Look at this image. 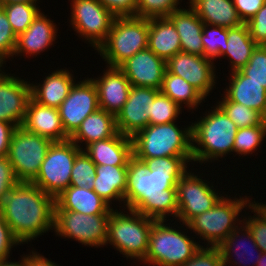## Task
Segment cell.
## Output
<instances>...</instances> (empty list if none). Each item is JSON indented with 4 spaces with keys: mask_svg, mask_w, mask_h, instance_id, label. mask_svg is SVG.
<instances>
[{
    "mask_svg": "<svg viewBox=\"0 0 266 266\" xmlns=\"http://www.w3.org/2000/svg\"><path fill=\"white\" fill-rule=\"evenodd\" d=\"M191 161L193 157L168 156L142 161L132 155L127 166L125 207L156 221H166L170 215L176 219V186Z\"/></svg>",
    "mask_w": 266,
    "mask_h": 266,
    "instance_id": "cell-1",
    "label": "cell"
},
{
    "mask_svg": "<svg viewBox=\"0 0 266 266\" xmlns=\"http://www.w3.org/2000/svg\"><path fill=\"white\" fill-rule=\"evenodd\" d=\"M0 211L23 244L54 229L55 198L29 182H19L4 197Z\"/></svg>",
    "mask_w": 266,
    "mask_h": 266,
    "instance_id": "cell-2",
    "label": "cell"
},
{
    "mask_svg": "<svg viewBox=\"0 0 266 266\" xmlns=\"http://www.w3.org/2000/svg\"><path fill=\"white\" fill-rule=\"evenodd\" d=\"M210 111L191 124L193 161L202 164L231 154L238 131L235 123L217 104Z\"/></svg>",
    "mask_w": 266,
    "mask_h": 266,
    "instance_id": "cell-3",
    "label": "cell"
},
{
    "mask_svg": "<svg viewBox=\"0 0 266 266\" xmlns=\"http://www.w3.org/2000/svg\"><path fill=\"white\" fill-rule=\"evenodd\" d=\"M133 155L140 159L193 157L192 126L180 129L175 122L149 124L132 138Z\"/></svg>",
    "mask_w": 266,
    "mask_h": 266,
    "instance_id": "cell-4",
    "label": "cell"
},
{
    "mask_svg": "<svg viewBox=\"0 0 266 266\" xmlns=\"http://www.w3.org/2000/svg\"><path fill=\"white\" fill-rule=\"evenodd\" d=\"M149 19L116 17L106 41L97 49L105 63L119 67L128 58L148 47Z\"/></svg>",
    "mask_w": 266,
    "mask_h": 266,
    "instance_id": "cell-5",
    "label": "cell"
},
{
    "mask_svg": "<svg viewBox=\"0 0 266 266\" xmlns=\"http://www.w3.org/2000/svg\"><path fill=\"white\" fill-rule=\"evenodd\" d=\"M112 210L108 221L107 244L113 245L124 257L142 261L148 251L149 233L156 221L137 211ZM130 214V215H129Z\"/></svg>",
    "mask_w": 266,
    "mask_h": 266,
    "instance_id": "cell-6",
    "label": "cell"
},
{
    "mask_svg": "<svg viewBox=\"0 0 266 266\" xmlns=\"http://www.w3.org/2000/svg\"><path fill=\"white\" fill-rule=\"evenodd\" d=\"M167 221H155L149 233L148 251L141 261L153 266H182L201 248L186 232L170 227ZM165 223V224H164Z\"/></svg>",
    "mask_w": 266,
    "mask_h": 266,
    "instance_id": "cell-7",
    "label": "cell"
},
{
    "mask_svg": "<svg viewBox=\"0 0 266 266\" xmlns=\"http://www.w3.org/2000/svg\"><path fill=\"white\" fill-rule=\"evenodd\" d=\"M222 197L211 209L193 217L187 224V229L193 230L199 238L207 241L208 247L219 246L237 227L240 212L249 206L252 201L248 197ZM237 221V222H236ZM237 223V224H236Z\"/></svg>",
    "mask_w": 266,
    "mask_h": 266,
    "instance_id": "cell-8",
    "label": "cell"
},
{
    "mask_svg": "<svg viewBox=\"0 0 266 266\" xmlns=\"http://www.w3.org/2000/svg\"><path fill=\"white\" fill-rule=\"evenodd\" d=\"M82 151L70 139L53 142L41 164L36 178L31 182L46 194L56 198L70 186L71 170L76 156Z\"/></svg>",
    "mask_w": 266,
    "mask_h": 266,
    "instance_id": "cell-9",
    "label": "cell"
},
{
    "mask_svg": "<svg viewBox=\"0 0 266 266\" xmlns=\"http://www.w3.org/2000/svg\"><path fill=\"white\" fill-rule=\"evenodd\" d=\"M52 143L49 138L30 133L22 126L15 129L7 156L19 182L31 183L36 178Z\"/></svg>",
    "mask_w": 266,
    "mask_h": 266,
    "instance_id": "cell-10",
    "label": "cell"
},
{
    "mask_svg": "<svg viewBox=\"0 0 266 266\" xmlns=\"http://www.w3.org/2000/svg\"><path fill=\"white\" fill-rule=\"evenodd\" d=\"M110 215H89L69 210H55V234L72 238L84 246L103 247L107 242Z\"/></svg>",
    "mask_w": 266,
    "mask_h": 266,
    "instance_id": "cell-11",
    "label": "cell"
},
{
    "mask_svg": "<svg viewBox=\"0 0 266 266\" xmlns=\"http://www.w3.org/2000/svg\"><path fill=\"white\" fill-rule=\"evenodd\" d=\"M70 24L97 50L107 39L116 16L98 0H71Z\"/></svg>",
    "mask_w": 266,
    "mask_h": 266,
    "instance_id": "cell-12",
    "label": "cell"
},
{
    "mask_svg": "<svg viewBox=\"0 0 266 266\" xmlns=\"http://www.w3.org/2000/svg\"><path fill=\"white\" fill-rule=\"evenodd\" d=\"M187 171L176 186L178 214L182 224H187L193 217L211 209L223 197L216 193L214 186L201 179L194 172ZM210 185V186H209Z\"/></svg>",
    "mask_w": 266,
    "mask_h": 266,
    "instance_id": "cell-13",
    "label": "cell"
},
{
    "mask_svg": "<svg viewBox=\"0 0 266 266\" xmlns=\"http://www.w3.org/2000/svg\"><path fill=\"white\" fill-rule=\"evenodd\" d=\"M98 109V92L92 78L75 82L58 108L65 133L71 137L82 121Z\"/></svg>",
    "mask_w": 266,
    "mask_h": 266,
    "instance_id": "cell-14",
    "label": "cell"
},
{
    "mask_svg": "<svg viewBox=\"0 0 266 266\" xmlns=\"http://www.w3.org/2000/svg\"><path fill=\"white\" fill-rule=\"evenodd\" d=\"M166 69L182 77L205 98L210 95V91L216 84L214 61L204 56L176 53L166 62Z\"/></svg>",
    "mask_w": 266,
    "mask_h": 266,
    "instance_id": "cell-15",
    "label": "cell"
},
{
    "mask_svg": "<svg viewBox=\"0 0 266 266\" xmlns=\"http://www.w3.org/2000/svg\"><path fill=\"white\" fill-rule=\"evenodd\" d=\"M158 89L131 86L128 99L116 116V126L122 135L133 137L150 124V108Z\"/></svg>",
    "mask_w": 266,
    "mask_h": 266,
    "instance_id": "cell-16",
    "label": "cell"
},
{
    "mask_svg": "<svg viewBox=\"0 0 266 266\" xmlns=\"http://www.w3.org/2000/svg\"><path fill=\"white\" fill-rule=\"evenodd\" d=\"M30 99V82L0 69V120L21 127Z\"/></svg>",
    "mask_w": 266,
    "mask_h": 266,
    "instance_id": "cell-17",
    "label": "cell"
},
{
    "mask_svg": "<svg viewBox=\"0 0 266 266\" xmlns=\"http://www.w3.org/2000/svg\"><path fill=\"white\" fill-rule=\"evenodd\" d=\"M119 68L132 86L160 90L166 71V61L147 48L128 58Z\"/></svg>",
    "mask_w": 266,
    "mask_h": 266,
    "instance_id": "cell-18",
    "label": "cell"
},
{
    "mask_svg": "<svg viewBox=\"0 0 266 266\" xmlns=\"http://www.w3.org/2000/svg\"><path fill=\"white\" fill-rule=\"evenodd\" d=\"M106 68L103 76L92 80L97 88L99 108L117 116L128 99L132 85L119 67Z\"/></svg>",
    "mask_w": 266,
    "mask_h": 266,
    "instance_id": "cell-19",
    "label": "cell"
},
{
    "mask_svg": "<svg viewBox=\"0 0 266 266\" xmlns=\"http://www.w3.org/2000/svg\"><path fill=\"white\" fill-rule=\"evenodd\" d=\"M22 127L30 133L47 137L53 142H63L70 139L65 133L59 110L43 106L32 98L28 103Z\"/></svg>",
    "mask_w": 266,
    "mask_h": 266,
    "instance_id": "cell-20",
    "label": "cell"
},
{
    "mask_svg": "<svg viewBox=\"0 0 266 266\" xmlns=\"http://www.w3.org/2000/svg\"><path fill=\"white\" fill-rule=\"evenodd\" d=\"M53 22L40 11L26 31L17 37L13 56L16 57L19 54V56H22L26 53L27 57L28 55L35 57L53 45L58 30L57 25Z\"/></svg>",
    "mask_w": 266,
    "mask_h": 266,
    "instance_id": "cell-21",
    "label": "cell"
},
{
    "mask_svg": "<svg viewBox=\"0 0 266 266\" xmlns=\"http://www.w3.org/2000/svg\"><path fill=\"white\" fill-rule=\"evenodd\" d=\"M55 210L89 215H110L113 208L92 189L68 186L55 198Z\"/></svg>",
    "mask_w": 266,
    "mask_h": 266,
    "instance_id": "cell-22",
    "label": "cell"
},
{
    "mask_svg": "<svg viewBox=\"0 0 266 266\" xmlns=\"http://www.w3.org/2000/svg\"><path fill=\"white\" fill-rule=\"evenodd\" d=\"M84 151L95 165L128 166L133 155L132 139L118 132L113 137L89 144Z\"/></svg>",
    "mask_w": 266,
    "mask_h": 266,
    "instance_id": "cell-23",
    "label": "cell"
},
{
    "mask_svg": "<svg viewBox=\"0 0 266 266\" xmlns=\"http://www.w3.org/2000/svg\"><path fill=\"white\" fill-rule=\"evenodd\" d=\"M228 88L224 92L227 101L240 103L257 110L266 118V89L260 84L249 80L240 70L230 73Z\"/></svg>",
    "mask_w": 266,
    "mask_h": 266,
    "instance_id": "cell-24",
    "label": "cell"
},
{
    "mask_svg": "<svg viewBox=\"0 0 266 266\" xmlns=\"http://www.w3.org/2000/svg\"><path fill=\"white\" fill-rule=\"evenodd\" d=\"M73 78V74L67 69L49 73L42 84H30L31 98L43 106L58 109L76 82Z\"/></svg>",
    "mask_w": 266,
    "mask_h": 266,
    "instance_id": "cell-25",
    "label": "cell"
},
{
    "mask_svg": "<svg viewBox=\"0 0 266 266\" xmlns=\"http://www.w3.org/2000/svg\"><path fill=\"white\" fill-rule=\"evenodd\" d=\"M168 18L173 22L180 37L181 52L204 56L201 39L203 21L189 7L173 11Z\"/></svg>",
    "mask_w": 266,
    "mask_h": 266,
    "instance_id": "cell-26",
    "label": "cell"
},
{
    "mask_svg": "<svg viewBox=\"0 0 266 266\" xmlns=\"http://www.w3.org/2000/svg\"><path fill=\"white\" fill-rule=\"evenodd\" d=\"M147 48L166 62L181 52L179 34L168 17L149 19Z\"/></svg>",
    "mask_w": 266,
    "mask_h": 266,
    "instance_id": "cell-27",
    "label": "cell"
},
{
    "mask_svg": "<svg viewBox=\"0 0 266 266\" xmlns=\"http://www.w3.org/2000/svg\"><path fill=\"white\" fill-rule=\"evenodd\" d=\"M117 133L116 116L99 108L82 121L70 140L83 150L78 143L85 142L87 147L93 142L108 139Z\"/></svg>",
    "mask_w": 266,
    "mask_h": 266,
    "instance_id": "cell-28",
    "label": "cell"
},
{
    "mask_svg": "<svg viewBox=\"0 0 266 266\" xmlns=\"http://www.w3.org/2000/svg\"><path fill=\"white\" fill-rule=\"evenodd\" d=\"M189 4L204 24L225 28L238 27L243 24L233 0H189Z\"/></svg>",
    "mask_w": 266,
    "mask_h": 266,
    "instance_id": "cell-29",
    "label": "cell"
},
{
    "mask_svg": "<svg viewBox=\"0 0 266 266\" xmlns=\"http://www.w3.org/2000/svg\"><path fill=\"white\" fill-rule=\"evenodd\" d=\"M127 185V166L96 165L93 191L109 205L112 200L124 203Z\"/></svg>",
    "mask_w": 266,
    "mask_h": 266,
    "instance_id": "cell-30",
    "label": "cell"
},
{
    "mask_svg": "<svg viewBox=\"0 0 266 266\" xmlns=\"http://www.w3.org/2000/svg\"><path fill=\"white\" fill-rule=\"evenodd\" d=\"M242 225V226H241ZM243 231V232H242ZM241 234V235H240ZM245 238H243V237ZM247 237V238H246ZM241 238V239H238ZM238 239V240H237ZM241 240V241H240ZM245 240V241H244ZM246 240H248L250 242L247 243ZM240 241V242H238ZM244 241V242H243ZM238 242V243H237ZM247 243V244H246ZM248 244L250 245V247H248ZM235 246V247H234ZM218 249L220 250L221 256L223 258V263L225 266H227L228 264L230 265L231 263L234 265H239L241 266L242 262H252L254 263V265L256 266V264L258 263L262 252L260 251V249L258 248L257 244L255 243L252 234L249 230V228L243 223H240V227L236 228L219 246H217ZM247 247V248H246ZM248 248H250L249 251ZM239 249V250H238ZM233 250V251H232ZM238 250V251H236ZM253 250H257V255H255V253L253 252ZM242 251V252H240ZM232 252V253H231ZM259 252V253H258ZM233 253H235L236 257L235 260H239L234 261V259H232ZM254 253V254H253ZM255 255V259L256 260L254 262V260L252 261V258H254ZM247 256H250V258H248ZM241 257V259H240ZM245 257V258H244ZM247 257V258H246ZM233 260V261H232ZM243 260V261H242ZM245 262L243 264H245ZM243 266H247V265H243Z\"/></svg>",
    "mask_w": 266,
    "mask_h": 266,
    "instance_id": "cell-31",
    "label": "cell"
},
{
    "mask_svg": "<svg viewBox=\"0 0 266 266\" xmlns=\"http://www.w3.org/2000/svg\"><path fill=\"white\" fill-rule=\"evenodd\" d=\"M258 45L252 40L246 23L228 28L227 49L221 56L229 58L231 72L241 70Z\"/></svg>",
    "mask_w": 266,
    "mask_h": 266,
    "instance_id": "cell-32",
    "label": "cell"
},
{
    "mask_svg": "<svg viewBox=\"0 0 266 266\" xmlns=\"http://www.w3.org/2000/svg\"><path fill=\"white\" fill-rule=\"evenodd\" d=\"M160 92L176 102L180 107L182 104L189 109H196L205 97L182 77L165 71Z\"/></svg>",
    "mask_w": 266,
    "mask_h": 266,
    "instance_id": "cell-33",
    "label": "cell"
},
{
    "mask_svg": "<svg viewBox=\"0 0 266 266\" xmlns=\"http://www.w3.org/2000/svg\"><path fill=\"white\" fill-rule=\"evenodd\" d=\"M11 27L18 37L32 24L33 19L40 13L37 3L17 2L1 5Z\"/></svg>",
    "mask_w": 266,
    "mask_h": 266,
    "instance_id": "cell-34",
    "label": "cell"
},
{
    "mask_svg": "<svg viewBox=\"0 0 266 266\" xmlns=\"http://www.w3.org/2000/svg\"><path fill=\"white\" fill-rule=\"evenodd\" d=\"M217 103L238 128L261 125L266 120L257 110L248 108L240 103L227 101L224 97L222 101Z\"/></svg>",
    "mask_w": 266,
    "mask_h": 266,
    "instance_id": "cell-35",
    "label": "cell"
},
{
    "mask_svg": "<svg viewBox=\"0 0 266 266\" xmlns=\"http://www.w3.org/2000/svg\"><path fill=\"white\" fill-rule=\"evenodd\" d=\"M266 136V120L261 125L238 128L234 139L233 152L246 156L257 151Z\"/></svg>",
    "mask_w": 266,
    "mask_h": 266,
    "instance_id": "cell-36",
    "label": "cell"
},
{
    "mask_svg": "<svg viewBox=\"0 0 266 266\" xmlns=\"http://www.w3.org/2000/svg\"><path fill=\"white\" fill-rule=\"evenodd\" d=\"M227 36L228 28L204 24L201 36L204 47V57L213 61L221 57L227 49Z\"/></svg>",
    "mask_w": 266,
    "mask_h": 266,
    "instance_id": "cell-37",
    "label": "cell"
},
{
    "mask_svg": "<svg viewBox=\"0 0 266 266\" xmlns=\"http://www.w3.org/2000/svg\"><path fill=\"white\" fill-rule=\"evenodd\" d=\"M96 175V165L82 150L75 158L71 170L70 185L93 189Z\"/></svg>",
    "mask_w": 266,
    "mask_h": 266,
    "instance_id": "cell-38",
    "label": "cell"
},
{
    "mask_svg": "<svg viewBox=\"0 0 266 266\" xmlns=\"http://www.w3.org/2000/svg\"><path fill=\"white\" fill-rule=\"evenodd\" d=\"M181 108L176 102L172 101L168 96L159 92L150 108V124H166L176 122Z\"/></svg>",
    "mask_w": 266,
    "mask_h": 266,
    "instance_id": "cell-39",
    "label": "cell"
},
{
    "mask_svg": "<svg viewBox=\"0 0 266 266\" xmlns=\"http://www.w3.org/2000/svg\"><path fill=\"white\" fill-rule=\"evenodd\" d=\"M180 0H137L136 16L147 19L168 17L178 8Z\"/></svg>",
    "mask_w": 266,
    "mask_h": 266,
    "instance_id": "cell-40",
    "label": "cell"
},
{
    "mask_svg": "<svg viewBox=\"0 0 266 266\" xmlns=\"http://www.w3.org/2000/svg\"><path fill=\"white\" fill-rule=\"evenodd\" d=\"M247 208L254 212L255 216H244V223L250 230L252 237L261 252L266 253V213L256 204L252 202Z\"/></svg>",
    "mask_w": 266,
    "mask_h": 266,
    "instance_id": "cell-41",
    "label": "cell"
},
{
    "mask_svg": "<svg viewBox=\"0 0 266 266\" xmlns=\"http://www.w3.org/2000/svg\"><path fill=\"white\" fill-rule=\"evenodd\" d=\"M240 71L266 89V45H258Z\"/></svg>",
    "mask_w": 266,
    "mask_h": 266,
    "instance_id": "cell-42",
    "label": "cell"
},
{
    "mask_svg": "<svg viewBox=\"0 0 266 266\" xmlns=\"http://www.w3.org/2000/svg\"><path fill=\"white\" fill-rule=\"evenodd\" d=\"M17 36L8 21L4 9L0 6V65L3 68L7 58L12 57L16 48Z\"/></svg>",
    "mask_w": 266,
    "mask_h": 266,
    "instance_id": "cell-43",
    "label": "cell"
},
{
    "mask_svg": "<svg viewBox=\"0 0 266 266\" xmlns=\"http://www.w3.org/2000/svg\"><path fill=\"white\" fill-rule=\"evenodd\" d=\"M182 266H225L218 247L201 248Z\"/></svg>",
    "mask_w": 266,
    "mask_h": 266,
    "instance_id": "cell-44",
    "label": "cell"
},
{
    "mask_svg": "<svg viewBox=\"0 0 266 266\" xmlns=\"http://www.w3.org/2000/svg\"><path fill=\"white\" fill-rule=\"evenodd\" d=\"M246 25L252 40L257 45H266V2Z\"/></svg>",
    "mask_w": 266,
    "mask_h": 266,
    "instance_id": "cell-45",
    "label": "cell"
},
{
    "mask_svg": "<svg viewBox=\"0 0 266 266\" xmlns=\"http://www.w3.org/2000/svg\"><path fill=\"white\" fill-rule=\"evenodd\" d=\"M18 183L8 156H0V205L8 192Z\"/></svg>",
    "mask_w": 266,
    "mask_h": 266,
    "instance_id": "cell-46",
    "label": "cell"
},
{
    "mask_svg": "<svg viewBox=\"0 0 266 266\" xmlns=\"http://www.w3.org/2000/svg\"><path fill=\"white\" fill-rule=\"evenodd\" d=\"M19 244L22 243L13 234L0 211V262L8 260L11 249Z\"/></svg>",
    "mask_w": 266,
    "mask_h": 266,
    "instance_id": "cell-47",
    "label": "cell"
},
{
    "mask_svg": "<svg viewBox=\"0 0 266 266\" xmlns=\"http://www.w3.org/2000/svg\"><path fill=\"white\" fill-rule=\"evenodd\" d=\"M116 17L136 16L137 0H98Z\"/></svg>",
    "mask_w": 266,
    "mask_h": 266,
    "instance_id": "cell-48",
    "label": "cell"
},
{
    "mask_svg": "<svg viewBox=\"0 0 266 266\" xmlns=\"http://www.w3.org/2000/svg\"><path fill=\"white\" fill-rule=\"evenodd\" d=\"M265 2L266 0H233L237 14L243 23L248 22Z\"/></svg>",
    "mask_w": 266,
    "mask_h": 266,
    "instance_id": "cell-49",
    "label": "cell"
},
{
    "mask_svg": "<svg viewBox=\"0 0 266 266\" xmlns=\"http://www.w3.org/2000/svg\"><path fill=\"white\" fill-rule=\"evenodd\" d=\"M16 128L14 124L0 120V156L8 155L11 137Z\"/></svg>",
    "mask_w": 266,
    "mask_h": 266,
    "instance_id": "cell-50",
    "label": "cell"
},
{
    "mask_svg": "<svg viewBox=\"0 0 266 266\" xmlns=\"http://www.w3.org/2000/svg\"><path fill=\"white\" fill-rule=\"evenodd\" d=\"M28 266H59V265L50 261L43 255L37 253L36 251H32V253L28 255Z\"/></svg>",
    "mask_w": 266,
    "mask_h": 266,
    "instance_id": "cell-51",
    "label": "cell"
},
{
    "mask_svg": "<svg viewBox=\"0 0 266 266\" xmlns=\"http://www.w3.org/2000/svg\"><path fill=\"white\" fill-rule=\"evenodd\" d=\"M0 266H28V254L24 255L23 258H21V260H19L18 262H11L10 260L0 262Z\"/></svg>",
    "mask_w": 266,
    "mask_h": 266,
    "instance_id": "cell-52",
    "label": "cell"
},
{
    "mask_svg": "<svg viewBox=\"0 0 266 266\" xmlns=\"http://www.w3.org/2000/svg\"><path fill=\"white\" fill-rule=\"evenodd\" d=\"M39 0H0V6L6 5L9 3H17V2H28V3H38Z\"/></svg>",
    "mask_w": 266,
    "mask_h": 266,
    "instance_id": "cell-53",
    "label": "cell"
},
{
    "mask_svg": "<svg viewBox=\"0 0 266 266\" xmlns=\"http://www.w3.org/2000/svg\"><path fill=\"white\" fill-rule=\"evenodd\" d=\"M256 266H266V253L262 252L261 257Z\"/></svg>",
    "mask_w": 266,
    "mask_h": 266,
    "instance_id": "cell-54",
    "label": "cell"
},
{
    "mask_svg": "<svg viewBox=\"0 0 266 266\" xmlns=\"http://www.w3.org/2000/svg\"><path fill=\"white\" fill-rule=\"evenodd\" d=\"M265 213H266V203L265 204H263L262 202H260V203H256Z\"/></svg>",
    "mask_w": 266,
    "mask_h": 266,
    "instance_id": "cell-55",
    "label": "cell"
}]
</instances>
